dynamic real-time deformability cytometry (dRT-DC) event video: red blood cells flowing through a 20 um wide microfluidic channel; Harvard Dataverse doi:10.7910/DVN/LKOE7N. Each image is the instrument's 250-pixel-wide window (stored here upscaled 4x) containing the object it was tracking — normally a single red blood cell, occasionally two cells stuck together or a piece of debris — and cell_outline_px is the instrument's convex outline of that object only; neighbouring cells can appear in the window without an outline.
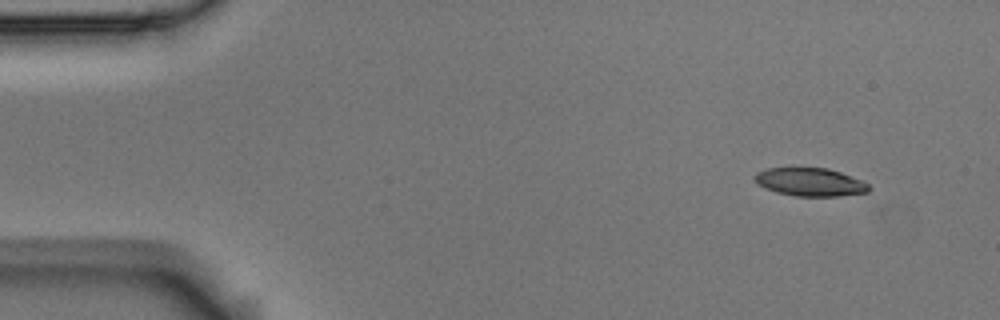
{"species": "Egyptian fruit bat (a non-hibernating species)", "species_latin": "Rousettus aegyptiacus", "temperature_condition": "room temperature", "stored_images_in_passage": 4, "camera_frame_rate_fps": 3000, "um_per_image_px": 0.085, "animal": {"sex": "male"}, "frame": {"image": 1, "passage_image": 1, "time_ms": 0.0, "image_size_px": [1000, 320], "cell_outline_px": [[872, 188], [868, 192], [840, 196], [796, 196], [776, 192], [764, 188], [752, 176], [756, 172], [768, 168], [828, 168], [840, 172], [860, 180], [868, 184]], "centroid_in_image_um": [68.86, 15.48], "position_along_channel_um": 16.1, "area_um2": 18.67}}
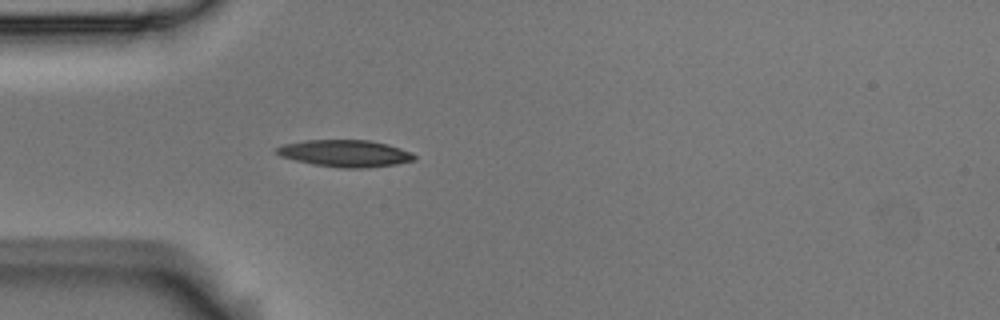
{"frame": {"image": 2, "passage_image": 4, "time_ms": 1.0, "image_size_px": [1000, 320], "cell_outline_px": [[416, 160], [396, 164], [364, 168], [340, 168], [312, 164], [280, 156], [276, 152], [276, 148], [284, 144], [304, 140], [368, 140], [388, 144], [412, 152], [416, 156]], "centroid_in_image_um": [29.36, 13.04], "position_along_channel_um": 55.6, "area_um2": 21.62}}